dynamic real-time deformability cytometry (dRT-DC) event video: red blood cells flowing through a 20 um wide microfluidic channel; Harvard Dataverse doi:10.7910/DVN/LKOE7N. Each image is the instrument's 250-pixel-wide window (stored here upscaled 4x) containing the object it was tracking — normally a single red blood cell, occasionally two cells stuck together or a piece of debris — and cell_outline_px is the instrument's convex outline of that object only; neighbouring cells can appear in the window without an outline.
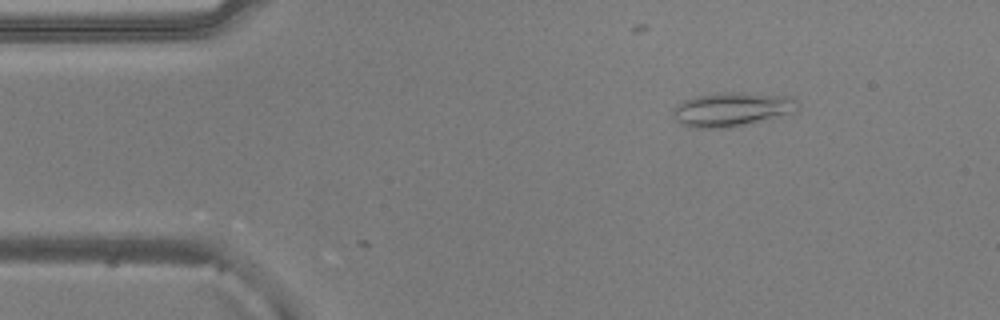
{"species": "common noctule bat (a hibernating species)", "species_latin": "Nyctalus noctula", "temperature_condition": "warm", "stored_images_in_passage": 6, "camera_frame_rate_fps": 3000, "um_per_image_px": 0.085, "animal": {"sex": "male", "body_mass_g": 20.5, "forearm_length_mm": 52.5}, "frame": {"image": 1, "passage_image": 6, "time_ms": 1.667, "image_size_px": [1000, 320], "cell_outline_px": [[800, 104], [796, 112], [768, 120], [728, 128], [692, 128], [680, 124], [672, 116], [672, 108], [676, 104], [692, 96], [716, 92], [740, 92], [792, 96]], "centroid_in_image_um": [62.21, 9.29], "position_along_channel_um": 22.8, "area_um2": 25.61}}